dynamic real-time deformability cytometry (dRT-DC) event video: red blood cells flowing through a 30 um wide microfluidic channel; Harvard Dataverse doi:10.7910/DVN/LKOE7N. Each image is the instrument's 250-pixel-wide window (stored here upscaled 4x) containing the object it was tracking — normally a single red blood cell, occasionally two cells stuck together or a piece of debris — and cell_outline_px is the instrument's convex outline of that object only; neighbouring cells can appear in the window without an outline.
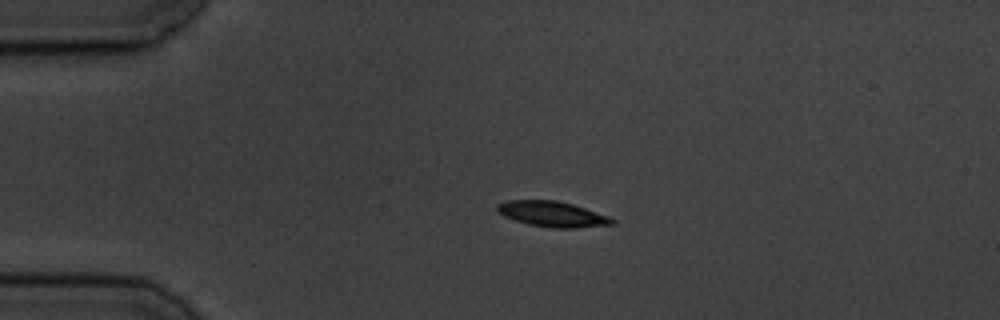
{"species": "common noctule bat (a hibernating species)", "species_latin": "Nyctalus noctula", "temperature_condition": "cold", "stored_images_in_passage": 4, "camera_frame_rate_fps": 3000, "um_per_image_px": 0.085, "animal": {"sex": "male", "body_mass_g": 19.5, "forearm_length_mm": 54.6}, "frame": {"image": 1, "passage_image": 3, "time_ms": 2.333, "image_size_px": [1000, 320], "cell_outline_px": [[616, 220], [612, 224], [576, 228], [552, 228], [528, 224], [512, 220], [496, 212], [496, 204], [508, 200], [556, 200], [572, 204], [608, 216]], "centroid_in_image_um": [46.88, 18.19], "position_along_channel_um": 38.1, "area_um2": 17.11}}